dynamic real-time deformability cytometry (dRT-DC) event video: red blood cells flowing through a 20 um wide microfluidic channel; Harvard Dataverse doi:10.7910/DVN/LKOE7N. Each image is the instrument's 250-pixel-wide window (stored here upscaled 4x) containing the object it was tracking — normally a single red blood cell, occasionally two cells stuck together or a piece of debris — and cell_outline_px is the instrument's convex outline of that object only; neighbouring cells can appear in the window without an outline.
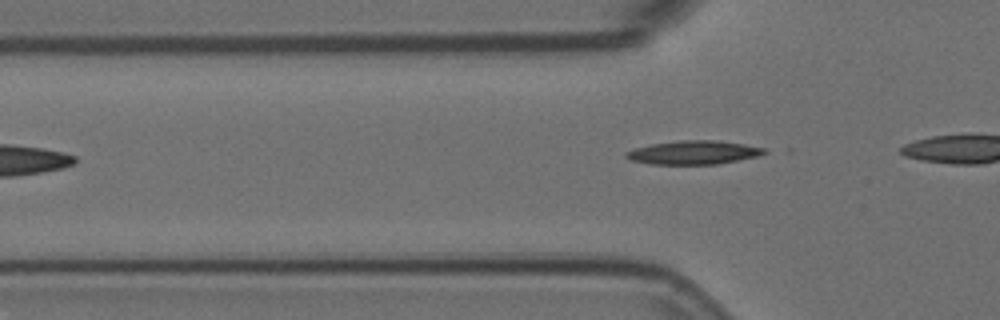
{"species": "Egyptian fruit bat (a non-hibernating species)", "species_latin": "Rousettus aegyptiacus", "temperature_condition": "room temperature", "stored_images_in_passage": 4, "camera_frame_rate_fps": 3000, "um_per_image_px": 0.085, "animal": {"sex": "female"}, "frame": {"image": 1, "passage_image": 4, "time_ms": 1.0, "image_size_px": [1000, 320], "cell_outline_px": [[768, 152], [756, 156], [720, 164], [652, 164], [632, 160], [624, 156], [624, 152], [636, 148], [652, 144], [680, 140], [716, 140], [744, 144], [764, 148]], "centroid_in_image_um": [58.95, 12.96], "position_along_channel_um": 66.8, "area_um2": 18.9}}